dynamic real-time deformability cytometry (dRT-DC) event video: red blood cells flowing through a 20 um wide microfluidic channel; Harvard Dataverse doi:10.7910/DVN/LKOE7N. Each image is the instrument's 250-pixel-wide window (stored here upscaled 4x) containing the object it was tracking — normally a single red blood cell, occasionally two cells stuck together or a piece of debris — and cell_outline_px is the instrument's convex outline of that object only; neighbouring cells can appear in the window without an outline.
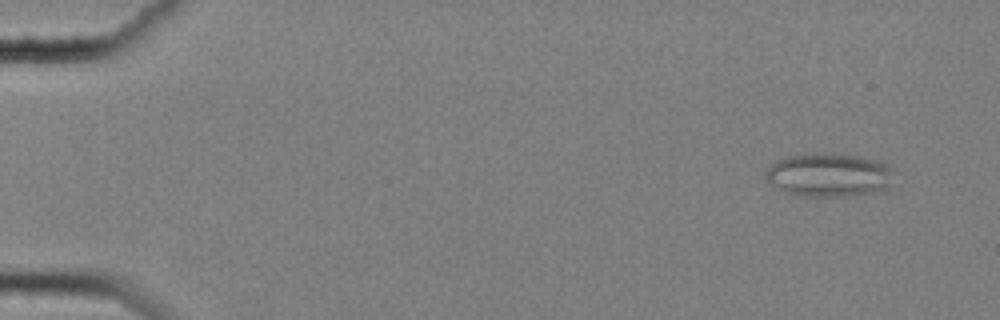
{"species": "common noctule bat (a hibernating species)", "species_latin": "Nyctalus noctula", "temperature_condition": "cold", "stored_images_in_passage": 59, "camera_frame_rate_fps": 3000, "um_per_image_px": 0.085, "animal": {"sex": "female", "body_mass_g": 25.1}, "frame": {"image": 1, "passage_image": 5, "time_ms": 1.333, "image_size_px": [1000, 320], "cell_outline_px": [[892, 188], [888, 192], [848, 196], [808, 196], [784, 192], [764, 180], [764, 172], [776, 160], [784, 156], [808, 152], [832, 152], [860, 156], [880, 160], [888, 164], [892, 168]], "centroid_in_image_um": [70.51, 14.85], "position_along_channel_um": 14.5, "area_um2": 33.99}}
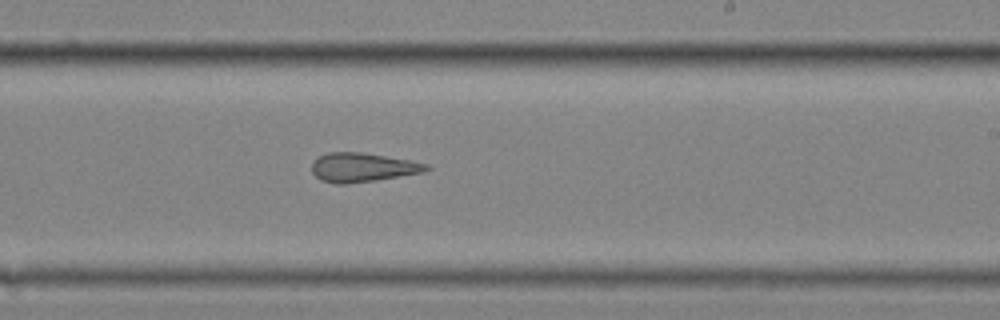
{"frame": {"image": 2, "passage_image": 37, "time_ms": 12.0, "image_size_px": [1000, 320], "cell_outline_px": [[432, 168], [424, 172], [376, 180], [344, 184], [336, 184], [320, 180], [312, 172], [312, 164], [320, 156], [328, 152], [360, 152], [408, 160], [428, 164]], "centroid_in_image_um": [30.82, 14.23], "position_along_channel_um": 258.2, "area_um2": 19.19}}
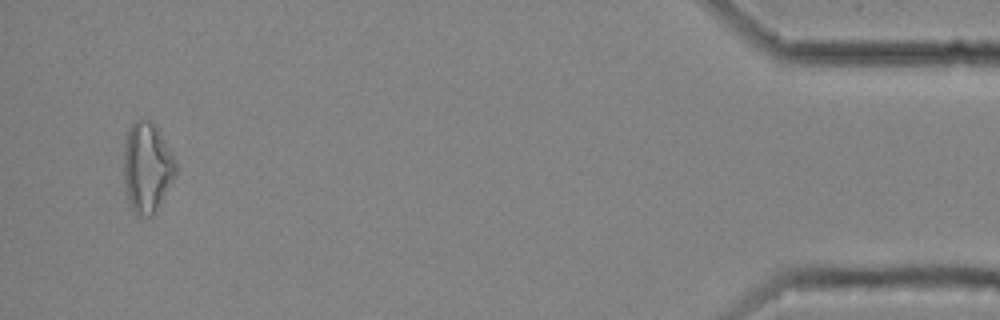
{"frame": {"image": 3, "passage_image": 57, "time_ms": 18.667, "image_size_px": [1000, 320], "cell_outline_px": [[176, 172], [156, 212], [152, 216], [140, 216], [128, 204], [124, 192], [124, 140], [128, 128], [136, 120], [152, 120], [156, 124], [176, 160]], "centroid_in_image_um": [12.48, 14.21], "position_along_channel_um": 422.7, "area_um2": 27.63}, "authors_computed_cell_mechanics": {"area_um2": 23.4668, "velocity_mm_per_s": 3.5323, "shape_relaxation_time_tau1_ms": null, "shape_relaxation_time_tau2_ms": 2.4871, "deformation_change_tau1": null, "deformation_change_tau2": 0.1343}}